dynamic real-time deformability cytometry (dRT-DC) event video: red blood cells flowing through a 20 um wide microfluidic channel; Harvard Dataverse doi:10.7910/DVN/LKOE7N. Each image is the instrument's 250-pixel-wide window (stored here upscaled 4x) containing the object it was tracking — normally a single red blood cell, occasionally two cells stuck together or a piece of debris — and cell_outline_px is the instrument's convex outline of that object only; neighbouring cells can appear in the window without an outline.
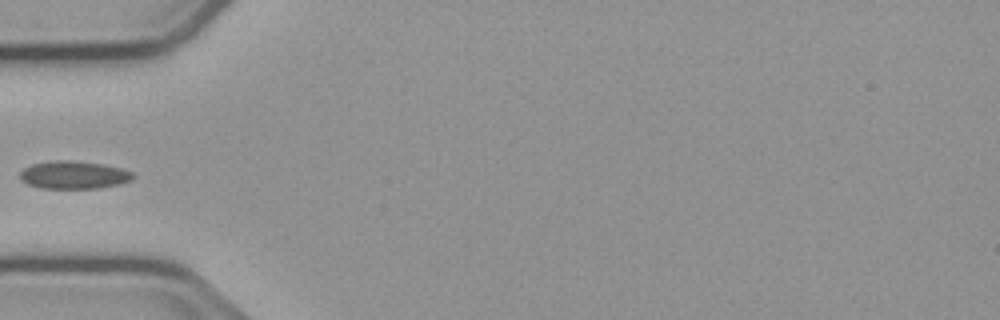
{"species": "common noctule bat (a hibernating species)", "species_latin": "Nyctalus noctula", "temperature_condition": "cold", "stored_images_in_passage": 37, "camera_frame_rate_fps": 3000, "um_per_image_px": 0.085, "animal": {"sex": "male", "body_mass_g": 23.1, "forearm_length_mm": 52.7}, "frame": {"image": 1, "passage_image": 1, "time_ms": 0.0, "image_size_px": [1000, 320], "cell_outline_px": [[136, 176], [132, 180], [120, 184], [100, 188], [40, 188], [28, 184], [20, 180], [20, 172], [24, 168], [32, 164], [52, 160], [72, 160], [104, 164], [120, 168], [132, 172]], "centroid_in_image_um": [6.28, 14.86], "position_along_channel_um": 78.7, "area_um2": 18.5}}
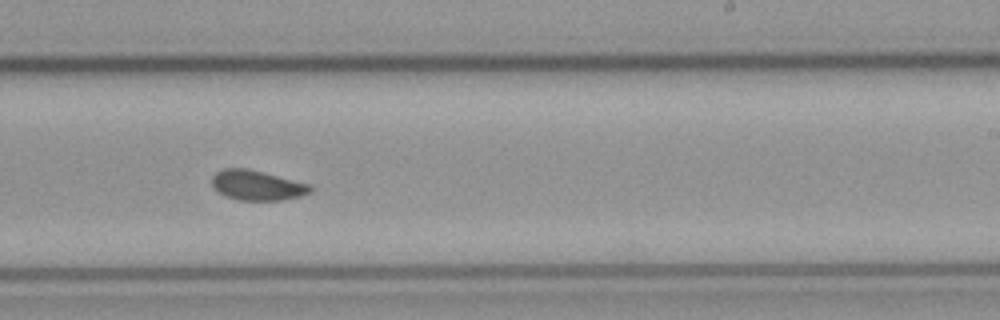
{"frame": {"image": 2, "passage_image": 16, "time_ms": 5.0, "image_size_px": [1000, 320], "cell_outline_px": [[312, 192], [300, 196], [284, 200], [236, 200], [224, 196], [212, 188], [212, 176], [216, 172], [224, 168], [244, 168], [312, 184]], "centroid_in_image_um": [21.84, 15.76], "position_along_channel_um": 267.2, "area_um2": 17.28}}
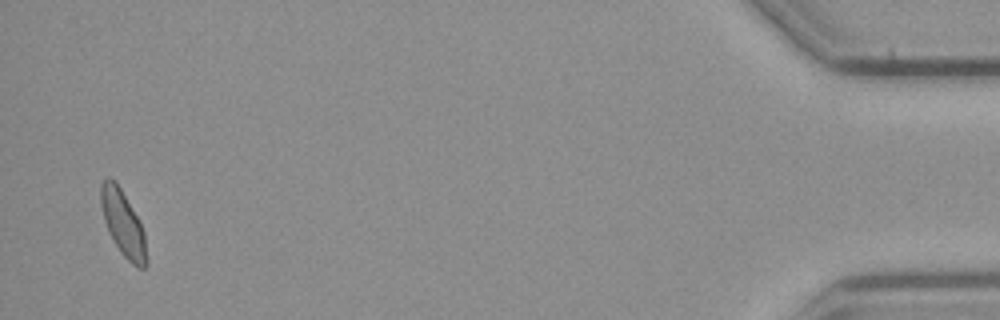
{"frame": {"image": 3, "passage_image": 36, "time_ms": 11.667, "image_size_px": [1000, 320], "cell_outline_px": [[148, 264], [144, 268], [140, 268], [132, 264], [120, 252], [108, 232], [104, 220], [100, 204], [100, 184], [108, 176], [120, 188], [136, 216], [144, 232], [148, 260]], "centroid_in_image_um": [10.45, 19.04], "position_along_channel_um": 424.8, "area_um2": 17.22}}